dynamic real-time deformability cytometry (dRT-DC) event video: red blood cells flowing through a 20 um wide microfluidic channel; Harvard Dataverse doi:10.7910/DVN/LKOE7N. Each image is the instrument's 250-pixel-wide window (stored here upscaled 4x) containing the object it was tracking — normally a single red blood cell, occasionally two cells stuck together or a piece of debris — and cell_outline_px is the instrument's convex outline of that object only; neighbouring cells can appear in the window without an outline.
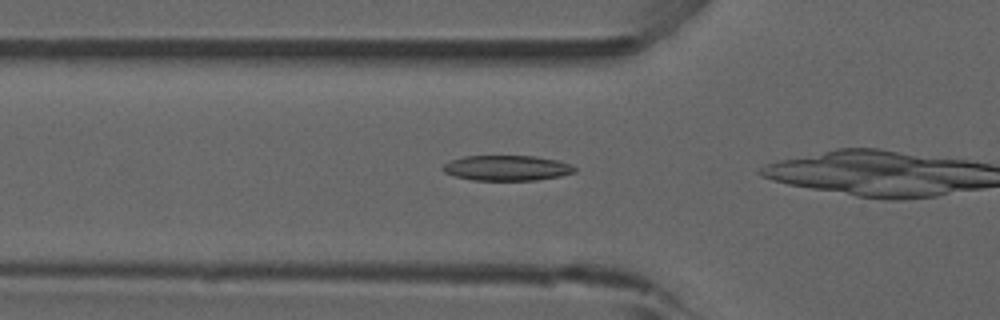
{"species": "common noctule bat (a hibernating species)", "species_latin": "Nyctalus noctula", "temperature_condition": "room temperature", "stored_images_in_passage": 18, "camera_frame_rate_fps": 3000, "um_per_image_px": 0.085, "animal": {"sex": "male", "forearm_length_mm": 52.5}, "frame": {"image": 1, "passage_image": 13, "time_ms": 4.0, "image_size_px": [1000, 320], "cell_outline_px": [[576, 172], [560, 176], [536, 180], [472, 180], [456, 176], [444, 172], [440, 168], [444, 164], [452, 160], [464, 156], [532, 156], [556, 160], [572, 164], [576, 168]], "centroid_in_image_um": [43.09, 14.28], "position_along_channel_um": 82.7, "area_um2": 19.36}}
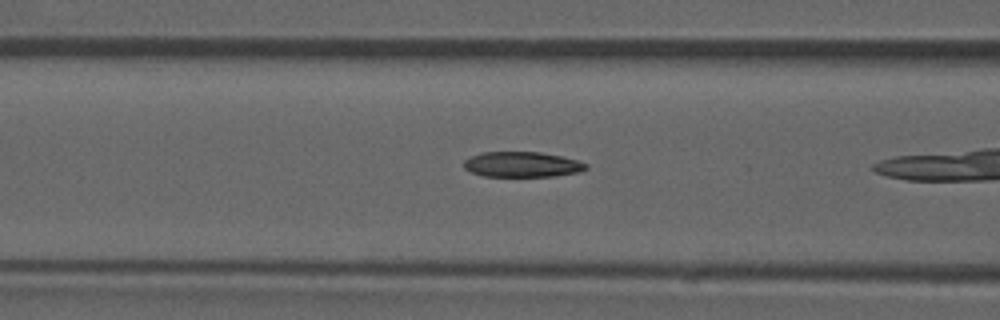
{"frame": {"image": 2, "passage_image": 16, "time_ms": 5.0, "image_size_px": [1000, 320], "cell_outline_px": [[588, 168], [580, 172], [556, 176], [484, 176], [472, 172], [464, 168], [464, 160], [480, 152], [540, 152], [580, 160], [588, 164]], "centroid_in_image_um": [44.42, 13.97], "position_along_channel_um": 122.2, "area_um2": 18.09}}